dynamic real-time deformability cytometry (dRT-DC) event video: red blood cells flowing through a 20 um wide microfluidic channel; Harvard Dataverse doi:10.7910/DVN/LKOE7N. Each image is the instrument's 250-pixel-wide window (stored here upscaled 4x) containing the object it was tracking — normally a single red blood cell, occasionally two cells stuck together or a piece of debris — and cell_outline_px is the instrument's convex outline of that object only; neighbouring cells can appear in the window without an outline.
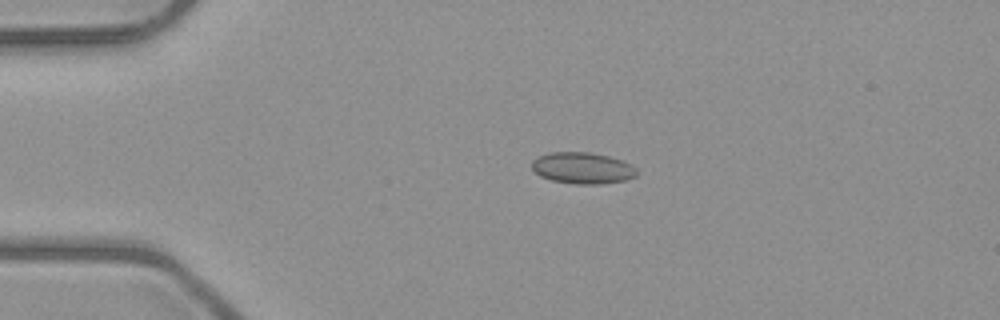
{"species": "common noctule bat (a hibernating species)", "species_latin": "Nyctalus noctula", "temperature_condition": "room temperature", "stored_images_in_passage": 5, "camera_frame_rate_fps": 3000, "um_per_image_px": 0.085, "animal": {"sex": "male", "body_mass_g": 23.1, "forearm_length_mm": 52.7}, "frame": {"image": 1, "passage_image": 4, "time_ms": 3.333, "image_size_px": [1000, 320], "cell_outline_px": [[636, 176], [628, 180], [600, 184], [576, 184], [552, 180], [540, 176], [532, 168], [532, 160], [536, 156], [548, 152], [592, 152], [608, 156], [632, 164], [636, 168]], "centroid_in_image_um": [49.51, 14.28], "position_along_channel_um": 35.5, "area_um2": 19.36}}